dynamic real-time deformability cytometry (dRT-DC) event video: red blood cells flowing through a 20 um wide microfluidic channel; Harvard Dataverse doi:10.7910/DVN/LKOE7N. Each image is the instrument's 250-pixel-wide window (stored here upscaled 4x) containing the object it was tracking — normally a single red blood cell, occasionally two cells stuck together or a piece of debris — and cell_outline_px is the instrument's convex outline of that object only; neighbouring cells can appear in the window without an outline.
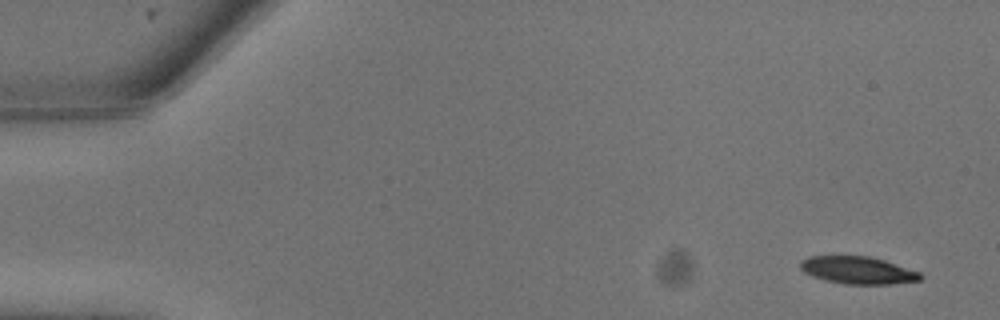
{"species": "common noctule bat (a hibernating species)", "species_latin": "Nyctalus noctula", "temperature_condition": "warm", "stored_images_in_passage": 7, "camera_frame_rate_fps": 3000, "um_per_image_px": 0.085, "animal": {"sex": "male", "body_mass_g": 13.3}, "frame": {"image": 1, "passage_image": 1, "time_ms": 0.0, "image_size_px": [1000, 320], "cell_outline_px": [[924, 276], [920, 280], [892, 284], [844, 284], [824, 280], [812, 276], [804, 272], [800, 268], [800, 264], [808, 256], [872, 256], [920, 272]], "centroid_in_image_um": [72.93, 22.97], "position_along_channel_um": 12.1, "area_um2": 19.19}}
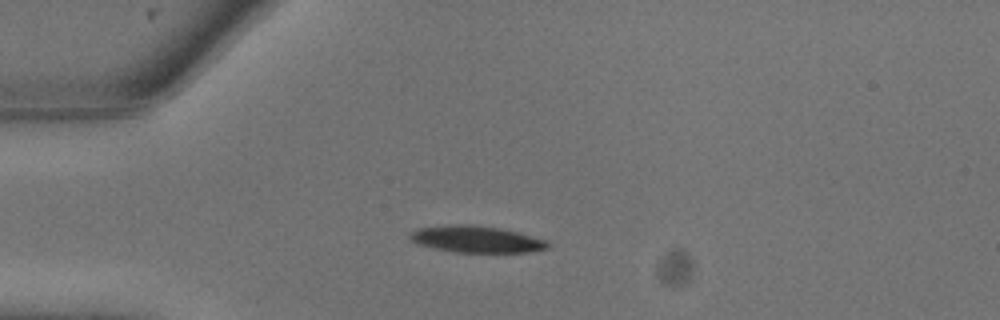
{"frame": {"image": 2, "passage_image": 6, "time_ms": 1.667, "image_size_px": [1000, 320], "cell_outline_px": [[552, 244], [548, 248], [532, 252], [456, 252], [432, 248], [420, 244], [412, 240], [408, 236], [412, 232], [420, 228], [464, 224], [476, 224], [500, 228], [548, 240]], "centroid_in_image_um": [40.57, 20.34], "position_along_channel_um": 44.4, "area_um2": 21.27}}